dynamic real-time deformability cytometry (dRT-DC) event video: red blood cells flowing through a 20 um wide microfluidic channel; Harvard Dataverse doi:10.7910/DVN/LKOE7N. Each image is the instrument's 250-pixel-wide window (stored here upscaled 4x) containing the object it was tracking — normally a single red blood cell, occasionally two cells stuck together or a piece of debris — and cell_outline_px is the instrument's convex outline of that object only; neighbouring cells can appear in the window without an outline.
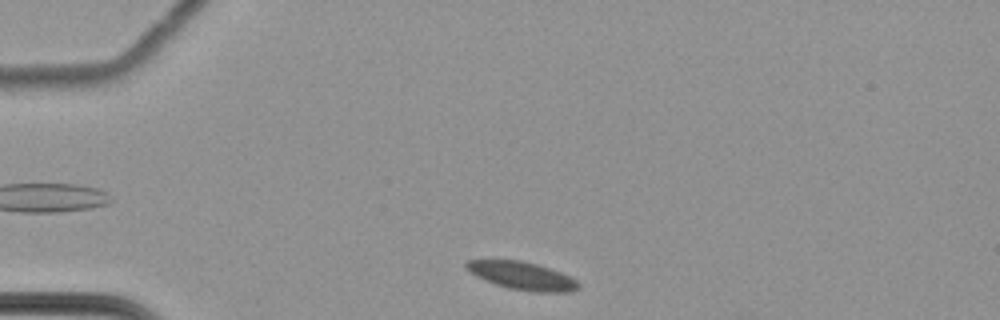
{"species": "common noctule bat (a hibernating species)", "species_latin": "Nyctalus noctula", "temperature_condition": "cold", "stored_images_in_passage": 7, "camera_frame_rate_fps": 3000, "um_per_image_px": 0.085, "animal": {"sex": "female", "body_mass_g": 22.7, "forearm_length_mm": 54.2}, "frame": {"image": 1, "passage_image": 2, "time_ms": 0.333, "image_size_px": [1000, 320], "cell_outline_px": [[580, 288], [568, 292], [532, 292], [508, 288], [496, 284], [476, 276], [464, 268], [464, 264], [468, 260], [520, 260], [536, 264], [560, 272], [576, 280], [580, 284]], "centroid_in_image_um": [44.37, 23.44], "position_along_channel_um": 40.6, "area_um2": 18.15}}